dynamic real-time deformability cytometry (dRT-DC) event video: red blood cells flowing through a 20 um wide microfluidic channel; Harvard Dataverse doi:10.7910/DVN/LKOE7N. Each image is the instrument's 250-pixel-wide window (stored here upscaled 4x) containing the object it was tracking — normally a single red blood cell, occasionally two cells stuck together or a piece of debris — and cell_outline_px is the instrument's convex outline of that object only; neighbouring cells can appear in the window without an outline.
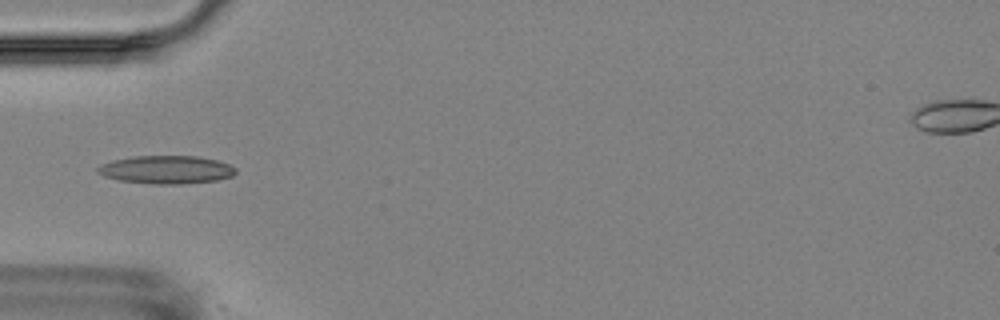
{"species": "Egyptian fruit bat (a non-hibernating species)", "species_latin": "Rousettus aegyptiacus", "temperature_condition": "room temperature", "stored_images_in_passage": 4, "camera_frame_rate_fps": 3000, "um_per_image_px": 0.085, "animal": {"sex": "female"}, "frame": {"image": 1, "passage_image": 3, "time_ms": 3.333, "image_size_px": [1000, 320], "cell_outline_px": [[236, 172], [232, 176], [216, 180], [184, 184], [152, 184], [120, 180], [104, 176], [96, 172], [96, 168], [100, 164], [112, 160], [132, 156], [196, 156], [216, 160], [228, 164], [236, 168]], "centroid_in_image_um": [14.1, 14.42], "position_along_channel_um": 70.9, "area_um2": 22.66}}
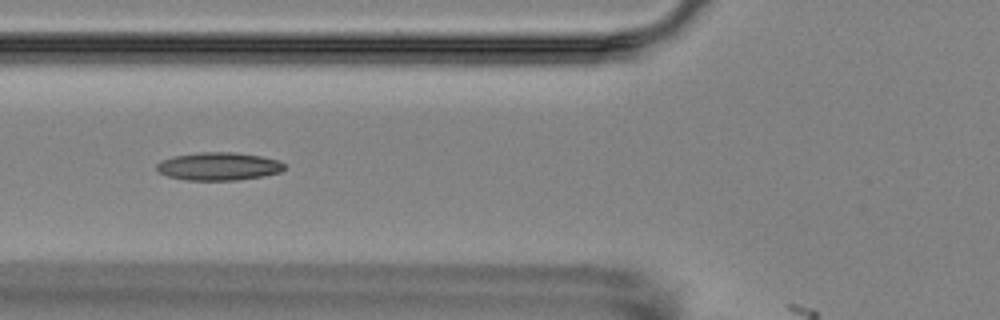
{"frame": {"image": 2, "passage_image": 4, "time_ms": 4.333, "image_size_px": [1000, 320], "cell_outline_px": [[284, 168], [280, 172], [264, 176], [236, 180], [188, 180], [168, 176], [160, 172], [156, 168], [156, 164], [172, 156], [200, 152], [236, 152], [260, 156], [280, 160], [284, 164]], "centroid_in_image_um": [18.61, 14.13], "position_along_channel_um": 107.2, "area_um2": 20.75}}